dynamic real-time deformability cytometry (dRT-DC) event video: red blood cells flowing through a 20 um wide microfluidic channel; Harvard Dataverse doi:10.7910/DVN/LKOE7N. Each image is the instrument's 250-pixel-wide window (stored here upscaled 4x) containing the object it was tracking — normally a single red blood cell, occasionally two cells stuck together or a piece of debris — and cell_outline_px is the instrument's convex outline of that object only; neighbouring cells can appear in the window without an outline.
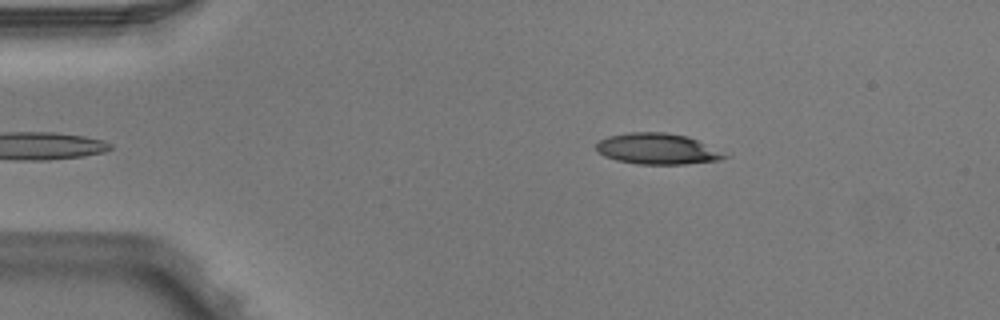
{"species": "Egyptian fruit bat (a non-hibernating species)", "species_latin": "Rousettus aegyptiacus", "temperature_condition": "warm", "stored_images_in_passage": 5, "camera_frame_rate_fps": 3000, "um_per_image_px": 0.085, "animal": {"sex": "male"}, "frame": {"image": 1, "passage_image": 5, "time_ms": 1.333, "image_size_px": [1000, 320], "cell_outline_px": [[732, 156], [720, 160], [684, 164], [636, 164], [616, 160], [604, 156], [596, 148], [596, 144], [600, 140], [608, 136], [628, 132], [668, 132], [688, 136]], "centroid_in_image_um": [55.89, 12.65], "position_along_channel_um": 29.1, "area_um2": 23.24}}